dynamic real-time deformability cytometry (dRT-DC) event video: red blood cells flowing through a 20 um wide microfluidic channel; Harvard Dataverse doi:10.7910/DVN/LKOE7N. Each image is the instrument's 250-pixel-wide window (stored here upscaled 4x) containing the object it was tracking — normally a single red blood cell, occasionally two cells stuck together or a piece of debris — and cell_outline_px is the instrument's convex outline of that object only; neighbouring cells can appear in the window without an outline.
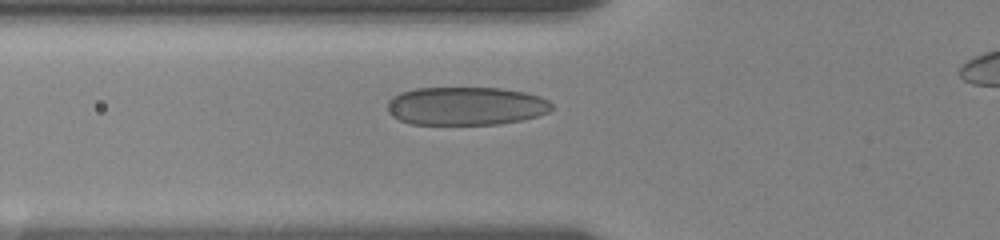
{"species": "human", "species_latin": "Homo sapiens", "temperature_condition": "room temperature", "stored_images_in_passage": 26, "camera_frame_rate_fps": 3000, "um_per_image_px": 0.085, "donor": {"sex": "female"}, "frame": {"image": 1, "passage_image": 8, "time_ms": 4.333, "image_size_px": [1000, 240], "cell_outline_px": [[552, 108], [548, 112], [536, 116], [520, 120], [500, 124], [412, 124], [400, 120], [392, 116], [388, 112], [388, 100], [392, 96], [400, 92], [416, 88], [500, 88], [524, 92], [540, 96], [548, 100], [552, 104]], "centroid_in_image_um": [39.58, 9.01], "position_along_channel_um": 86.2, "area_um2": 36.7}}
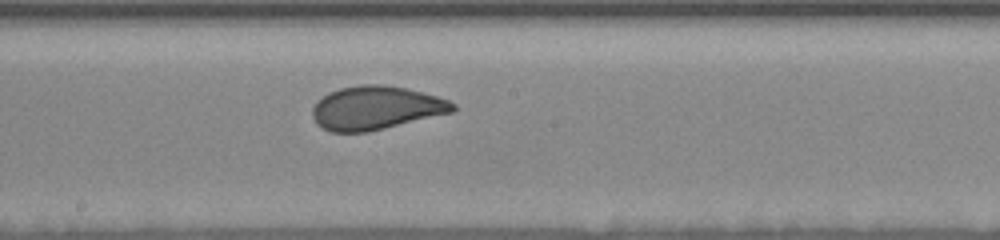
{"frame": {"image": 2, "passage_image": 14, "time_ms": 8.0, "image_size_px": [1000, 240], "cell_outline_px": [[456, 108], [452, 112], [368, 132], [328, 132], [320, 128], [316, 124], [312, 116], [312, 108], [316, 100], [328, 92], [340, 88], [360, 84], [380, 84], [404, 88], [436, 96], [448, 100], [456, 104]], "centroid_in_image_um": [31.88, 9.18], "position_along_channel_um": 216.3, "area_um2": 35.72}}
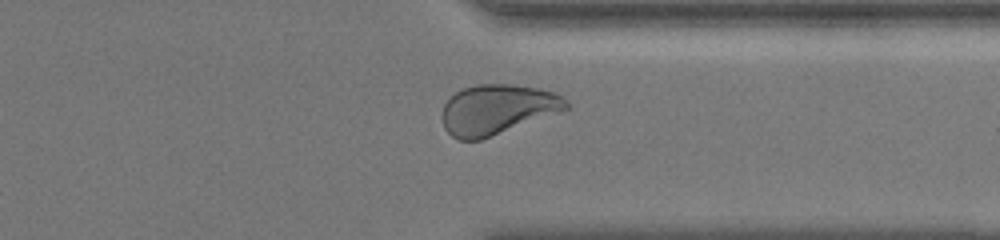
{"frame": {"image": 3, "passage_image": 21, "time_ms": 12.333, "image_size_px": [1000, 240], "cell_outline_px": [[568, 108], [480, 140], [456, 140], [444, 128], [444, 104], [456, 92], [464, 88], [476, 84], [512, 84], [536, 88], [556, 92], [568, 104]], "centroid_in_image_um": [42.23, 9.29], "position_along_channel_um": 369.2, "area_um2": 35.32}, "authors_computed_cell_mechanics": {"area_um2": 36.414, "velocity_mm_per_s": 3.5341, "shape_relaxation_time_tau1_ms": 9.5703, "shape_relaxation_time_tau2_ms": null, "deformation_change_tau1": 0.2307, "deformation_change_tau2": null}}